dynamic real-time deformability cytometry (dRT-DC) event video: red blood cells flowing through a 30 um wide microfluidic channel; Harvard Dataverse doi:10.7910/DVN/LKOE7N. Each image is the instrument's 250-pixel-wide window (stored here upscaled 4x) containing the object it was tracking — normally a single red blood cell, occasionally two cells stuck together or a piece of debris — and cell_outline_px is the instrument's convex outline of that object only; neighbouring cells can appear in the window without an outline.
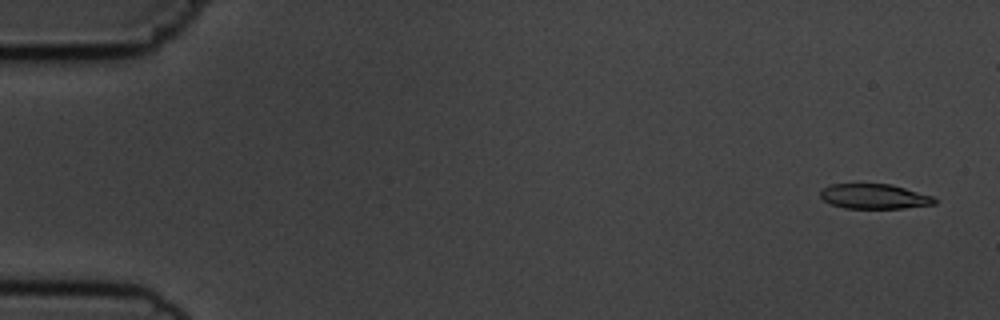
{"species": "common noctule bat (a hibernating species)", "species_latin": "Nyctalus noctula", "temperature_condition": "cold", "stored_images_in_passage": 6, "camera_frame_rate_fps": 3000, "um_per_image_px": 0.085, "animal": {"sex": "male", "body_mass_g": 19.5, "forearm_length_mm": 54.6}, "frame": {"image": 1, "passage_image": 1, "time_ms": 0.0, "image_size_px": [1000, 320], "cell_outline_px": [[936, 204], [904, 208], [844, 208], [832, 204], [824, 200], [820, 196], [820, 192], [828, 184], [892, 184], [932, 196], [936, 200]], "centroid_in_image_um": [74.31, 16.69], "position_along_channel_um": 10.7, "area_um2": 16.47}}